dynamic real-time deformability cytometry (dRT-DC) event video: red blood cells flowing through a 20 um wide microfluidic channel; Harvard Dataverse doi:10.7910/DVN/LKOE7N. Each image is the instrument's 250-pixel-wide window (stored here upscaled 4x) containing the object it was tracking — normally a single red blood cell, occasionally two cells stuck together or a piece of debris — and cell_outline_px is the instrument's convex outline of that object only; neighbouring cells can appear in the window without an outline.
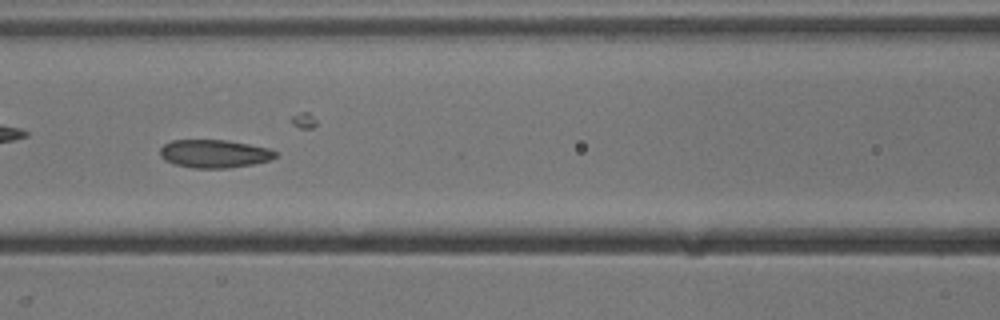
{"species": "common noctule bat (a hibernating species)", "species_latin": "Nyctalus noctula", "temperature_condition": "cold", "stored_images_in_passage": 34, "camera_frame_rate_fps": 3000, "um_per_image_px": 0.085, "animal": {"sex": "male", "body_mass_g": 13.3}, "frame": {"image": 1, "passage_image": 10, "time_ms": 3.0, "image_size_px": [1000, 320], "cell_outline_px": [[276, 156], [272, 160], [256, 164], [228, 168], [192, 168], [176, 164], [164, 160], [160, 156], [160, 148], [164, 144], [172, 140], [224, 140], [248, 144], [268, 148], [276, 152]], "centroid_in_image_um": [18.22, 13.07], "position_along_channel_um": 148.4, "area_um2": 18.96}}
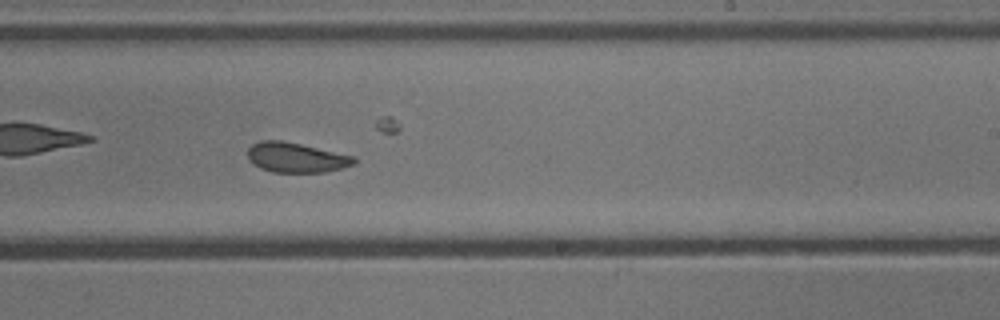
{"frame": {"image": 2, "passage_image": 19, "time_ms": 6.0, "image_size_px": [1000, 320], "cell_outline_px": [[356, 164], [344, 168], [324, 172], [272, 172], [260, 168], [252, 164], [248, 160], [248, 148], [252, 144], [260, 140], [280, 140], [300, 144], [356, 156]], "centroid_in_image_um": [25.18, 13.39], "position_along_channel_um": 263.8, "area_um2": 18.73}}